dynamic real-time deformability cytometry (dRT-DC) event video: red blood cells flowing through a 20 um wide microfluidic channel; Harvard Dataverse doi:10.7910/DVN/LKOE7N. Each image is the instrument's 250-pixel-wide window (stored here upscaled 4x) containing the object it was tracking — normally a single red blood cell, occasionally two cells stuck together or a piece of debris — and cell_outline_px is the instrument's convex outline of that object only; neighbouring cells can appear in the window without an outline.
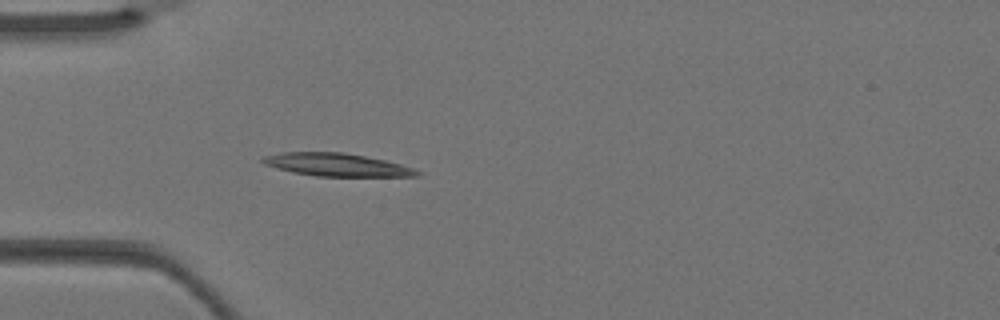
{"species": "Egyptian fruit bat (a non-hibernating species)", "species_latin": "Rousettus aegyptiacus", "temperature_condition": "warm", "stored_images_in_passage": 2, "camera_frame_rate_fps": 3000, "um_per_image_px": 0.085, "animal": {"sex": "female"}, "frame": {"image": 1, "passage_image": 2, "time_ms": 0.333, "image_size_px": [1000, 320], "cell_outline_px": [[420, 176], [316, 176], [292, 172], [276, 168], [264, 164], [260, 160], [264, 156], [280, 152], [344, 152], [384, 160], [400, 164], [412, 168], [420, 172]], "centroid_in_image_um": [28.57, 14.0], "position_along_channel_um": 56.4, "area_um2": 20.46}}